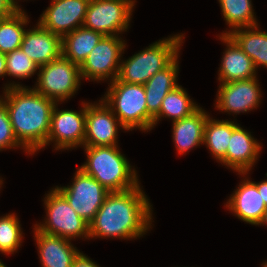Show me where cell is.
I'll list each match as a JSON object with an SVG mask.
<instances>
[{
  "instance_id": "34",
  "label": "cell",
  "mask_w": 267,
  "mask_h": 267,
  "mask_svg": "<svg viewBox=\"0 0 267 267\" xmlns=\"http://www.w3.org/2000/svg\"><path fill=\"white\" fill-rule=\"evenodd\" d=\"M6 76V58L5 54L0 52V77Z\"/></svg>"
},
{
  "instance_id": "27",
  "label": "cell",
  "mask_w": 267,
  "mask_h": 267,
  "mask_svg": "<svg viewBox=\"0 0 267 267\" xmlns=\"http://www.w3.org/2000/svg\"><path fill=\"white\" fill-rule=\"evenodd\" d=\"M29 22L24 10H17L13 15L0 21V52L6 55L20 48L27 30L24 28Z\"/></svg>"
},
{
  "instance_id": "8",
  "label": "cell",
  "mask_w": 267,
  "mask_h": 267,
  "mask_svg": "<svg viewBox=\"0 0 267 267\" xmlns=\"http://www.w3.org/2000/svg\"><path fill=\"white\" fill-rule=\"evenodd\" d=\"M126 42L121 36H104L80 65L82 80L114 81L119 74Z\"/></svg>"
},
{
  "instance_id": "30",
  "label": "cell",
  "mask_w": 267,
  "mask_h": 267,
  "mask_svg": "<svg viewBox=\"0 0 267 267\" xmlns=\"http://www.w3.org/2000/svg\"><path fill=\"white\" fill-rule=\"evenodd\" d=\"M20 147L25 153L31 155L15 137L7 109L0 99V151Z\"/></svg>"
},
{
  "instance_id": "28",
  "label": "cell",
  "mask_w": 267,
  "mask_h": 267,
  "mask_svg": "<svg viewBox=\"0 0 267 267\" xmlns=\"http://www.w3.org/2000/svg\"><path fill=\"white\" fill-rule=\"evenodd\" d=\"M20 220L15 213L0 216V252L4 255L14 254L23 242Z\"/></svg>"
},
{
  "instance_id": "2",
  "label": "cell",
  "mask_w": 267,
  "mask_h": 267,
  "mask_svg": "<svg viewBox=\"0 0 267 267\" xmlns=\"http://www.w3.org/2000/svg\"><path fill=\"white\" fill-rule=\"evenodd\" d=\"M0 99L7 109L18 142L31 155L46 148L51 113L56 102L33 87L11 81L6 83Z\"/></svg>"
},
{
  "instance_id": "3",
  "label": "cell",
  "mask_w": 267,
  "mask_h": 267,
  "mask_svg": "<svg viewBox=\"0 0 267 267\" xmlns=\"http://www.w3.org/2000/svg\"><path fill=\"white\" fill-rule=\"evenodd\" d=\"M82 148L87 160L78 168L109 192H122L141 184L136 169L121 153L118 145Z\"/></svg>"
},
{
  "instance_id": "38",
  "label": "cell",
  "mask_w": 267,
  "mask_h": 267,
  "mask_svg": "<svg viewBox=\"0 0 267 267\" xmlns=\"http://www.w3.org/2000/svg\"><path fill=\"white\" fill-rule=\"evenodd\" d=\"M0 267H7V266L0 260Z\"/></svg>"
},
{
  "instance_id": "7",
  "label": "cell",
  "mask_w": 267,
  "mask_h": 267,
  "mask_svg": "<svg viewBox=\"0 0 267 267\" xmlns=\"http://www.w3.org/2000/svg\"><path fill=\"white\" fill-rule=\"evenodd\" d=\"M34 89L45 97L62 104L74 96L81 85L80 66L62 55L38 69Z\"/></svg>"
},
{
  "instance_id": "24",
  "label": "cell",
  "mask_w": 267,
  "mask_h": 267,
  "mask_svg": "<svg viewBox=\"0 0 267 267\" xmlns=\"http://www.w3.org/2000/svg\"><path fill=\"white\" fill-rule=\"evenodd\" d=\"M237 125L234 121L217 120L210 115L208 116L204 128L203 145H206L217 162H220L226 156L233 129Z\"/></svg>"
},
{
  "instance_id": "4",
  "label": "cell",
  "mask_w": 267,
  "mask_h": 267,
  "mask_svg": "<svg viewBox=\"0 0 267 267\" xmlns=\"http://www.w3.org/2000/svg\"><path fill=\"white\" fill-rule=\"evenodd\" d=\"M184 38L180 33L160 39L125 61L122 59L117 78L125 83L144 85L179 56Z\"/></svg>"
},
{
  "instance_id": "15",
  "label": "cell",
  "mask_w": 267,
  "mask_h": 267,
  "mask_svg": "<svg viewBox=\"0 0 267 267\" xmlns=\"http://www.w3.org/2000/svg\"><path fill=\"white\" fill-rule=\"evenodd\" d=\"M247 174L248 172L238 173L243 179L224 206L241 221L257 226L267 207L257 186L247 178Z\"/></svg>"
},
{
  "instance_id": "17",
  "label": "cell",
  "mask_w": 267,
  "mask_h": 267,
  "mask_svg": "<svg viewBox=\"0 0 267 267\" xmlns=\"http://www.w3.org/2000/svg\"><path fill=\"white\" fill-rule=\"evenodd\" d=\"M20 48L39 67L62 55L61 37L44 29L38 22L25 31Z\"/></svg>"
},
{
  "instance_id": "33",
  "label": "cell",
  "mask_w": 267,
  "mask_h": 267,
  "mask_svg": "<svg viewBox=\"0 0 267 267\" xmlns=\"http://www.w3.org/2000/svg\"><path fill=\"white\" fill-rule=\"evenodd\" d=\"M252 182L257 186V189L267 207V179L257 183L254 181Z\"/></svg>"
},
{
  "instance_id": "39",
  "label": "cell",
  "mask_w": 267,
  "mask_h": 267,
  "mask_svg": "<svg viewBox=\"0 0 267 267\" xmlns=\"http://www.w3.org/2000/svg\"><path fill=\"white\" fill-rule=\"evenodd\" d=\"M262 267H267V261L263 262Z\"/></svg>"
},
{
  "instance_id": "40",
  "label": "cell",
  "mask_w": 267,
  "mask_h": 267,
  "mask_svg": "<svg viewBox=\"0 0 267 267\" xmlns=\"http://www.w3.org/2000/svg\"><path fill=\"white\" fill-rule=\"evenodd\" d=\"M129 1H131L135 5V2H136L135 0H129Z\"/></svg>"
},
{
  "instance_id": "26",
  "label": "cell",
  "mask_w": 267,
  "mask_h": 267,
  "mask_svg": "<svg viewBox=\"0 0 267 267\" xmlns=\"http://www.w3.org/2000/svg\"><path fill=\"white\" fill-rule=\"evenodd\" d=\"M218 2L224 20L230 28L221 35H228L236 29L259 25L251 0H218Z\"/></svg>"
},
{
  "instance_id": "6",
  "label": "cell",
  "mask_w": 267,
  "mask_h": 267,
  "mask_svg": "<svg viewBox=\"0 0 267 267\" xmlns=\"http://www.w3.org/2000/svg\"><path fill=\"white\" fill-rule=\"evenodd\" d=\"M45 195L46 217L34 227L43 233L68 240L77 238L90 240L89 223L75 212L67 199L56 188L50 189Z\"/></svg>"
},
{
  "instance_id": "5",
  "label": "cell",
  "mask_w": 267,
  "mask_h": 267,
  "mask_svg": "<svg viewBox=\"0 0 267 267\" xmlns=\"http://www.w3.org/2000/svg\"><path fill=\"white\" fill-rule=\"evenodd\" d=\"M101 98L112 110L127 131L142 132L154 128V119L147 112L146 93L143 84H129L116 78Z\"/></svg>"
},
{
  "instance_id": "36",
  "label": "cell",
  "mask_w": 267,
  "mask_h": 267,
  "mask_svg": "<svg viewBox=\"0 0 267 267\" xmlns=\"http://www.w3.org/2000/svg\"><path fill=\"white\" fill-rule=\"evenodd\" d=\"M11 1V3L15 6V8L16 9H18V10H23V8L22 7H20L21 5H19L18 4V2L20 1V0H10Z\"/></svg>"
},
{
  "instance_id": "11",
  "label": "cell",
  "mask_w": 267,
  "mask_h": 267,
  "mask_svg": "<svg viewBox=\"0 0 267 267\" xmlns=\"http://www.w3.org/2000/svg\"><path fill=\"white\" fill-rule=\"evenodd\" d=\"M56 103L51 113L50 130L46 146L54 144V150H69L84 147L86 102L80 111L61 109Z\"/></svg>"
},
{
  "instance_id": "9",
  "label": "cell",
  "mask_w": 267,
  "mask_h": 267,
  "mask_svg": "<svg viewBox=\"0 0 267 267\" xmlns=\"http://www.w3.org/2000/svg\"><path fill=\"white\" fill-rule=\"evenodd\" d=\"M134 7L129 0H90L83 27L104 36H120L129 28Z\"/></svg>"
},
{
  "instance_id": "20",
  "label": "cell",
  "mask_w": 267,
  "mask_h": 267,
  "mask_svg": "<svg viewBox=\"0 0 267 267\" xmlns=\"http://www.w3.org/2000/svg\"><path fill=\"white\" fill-rule=\"evenodd\" d=\"M210 114L199 107L191 115L172 122V137L178 154L203 145L204 128Z\"/></svg>"
},
{
  "instance_id": "29",
  "label": "cell",
  "mask_w": 267,
  "mask_h": 267,
  "mask_svg": "<svg viewBox=\"0 0 267 267\" xmlns=\"http://www.w3.org/2000/svg\"><path fill=\"white\" fill-rule=\"evenodd\" d=\"M5 58L6 76L21 80L27 79L33 76L39 69V66L21 48L6 54Z\"/></svg>"
},
{
  "instance_id": "13",
  "label": "cell",
  "mask_w": 267,
  "mask_h": 267,
  "mask_svg": "<svg viewBox=\"0 0 267 267\" xmlns=\"http://www.w3.org/2000/svg\"><path fill=\"white\" fill-rule=\"evenodd\" d=\"M257 77L220 83L215 108L222 113H248L257 109L261 102V88Z\"/></svg>"
},
{
  "instance_id": "22",
  "label": "cell",
  "mask_w": 267,
  "mask_h": 267,
  "mask_svg": "<svg viewBox=\"0 0 267 267\" xmlns=\"http://www.w3.org/2000/svg\"><path fill=\"white\" fill-rule=\"evenodd\" d=\"M103 37L102 33L79 27L61 38L62 56L80 66Z\"/></svg>"
},
{
  "instance_id": "12",
  "label": "cell",
  "mask_w": 267,
  "mask_h": 267,
  "mask_svg": "<svg viewBox=\"0 0 267 267\" xmlns=\"http://www.w3.org/2000/svg\"><path fill=\"white\" fill-rule=\"evenodd\" d=\"M118 128L126 132L112 110L100 99L86 102L84 147L118 145Z\"/></svg>"
},
{
  "instance_id": "14",
  "label": "cell",
  "mask_w": 267,
  "mask_h": 267,
  "mask_svg": "<svg viewBox=\"0 0 267 267\" xmlns=\"http://www.w3.org/2000/svg\"><path fill=\"white\" fill-rule=\"evenodd\" d=\"M90 0H51L38 23L61 38L82 27Z\"/></svg>"
},
{
  "instance_id": "1",
  "label": "cell",
  "mask_w": 267,
  "mask_h": 267,
  "mask_svg": "<svg viewBox=\"0 0 267 267\" xmlns=\"http://www.w3.org/2000/svg\"><path fill=\"white\" fill-rule=\"evenodd\" d=\"M152 209L140 184L126 191L109 192L89 223V238H140L152 227Z\"/></svg>"
},
{
  "instance_id": "16",
  "label": "cell",
  "mask_w": 267,
  "mask_h": 267,
  "mask_svg": "<svg viewBox=\"0 0 267 267\" xmlns=\"http://www.w3.org/2000/svg\"><path fill=\"white\" fill-rule=\"evenodd\" d=\"M261 149L262 144L253 137L251 132L238 124L233 129L226 156L219 163L234 172L249 173L257 163Z\"/></svg>"
},
{
  "instance_id": "21",
  "label": "cell",
  "mask_w": 267,
  "mask_h": 267,
  "mask_svg": "<svg viewBox=\"0 0 267 267\" xmlns=\"http://www.w3.org/2000/svg\"><path fill=\"white\" fill-rule=\"evenodd\" d=\"M178 56L168 67L152 76L145 84L147 112L154 119L160 111L161 104L168 92L174 90L179 84Z\"/></svg>"
},
{
  "instance_id": "23",
  "label": "cell",
  "mask_w": 267,
  "mask_h": 267,
  "mask_svg": "<svg viewBox=\"0 0 267 267\" xmlns=\"http://www.w3.org/2000/svg\"><path fill=\"white\" fill-rule=\"evenodd\" d=\"M228 35L253 60L257 70L263 66L267 68V32L256 25L236 29Z\"/></svg>"
},
{
  "instance_id": "37",
  "label": "cell",
  "mask_w": 267,
  "mask_h": 267,
  "mask_svg": "<svg viewBox=\"0 0 267 267\" xmlns=\"http://www.w3.org/2000/svg\"><path fill=\"white\" fill-rule=\"evenodd\" d=\"M3 181H4V180H2V179H1V176H0V189H1L2 185H3V183H4Z\"/></svg>"
},
{
  "instance_id": "31",
  "label": "cell",
  "mask_w": 267,
  "mask_h": 267,
  "mask_svg": "<svg viewBox=\"0 0 267 267\" xmlns=\"http://www.w3.org/2000/svg\"><path fill=\"white\" fill-rule=\"evenodd\" d=\"M72 267H101L95 261L79 252L72 262Z\"/></svg>"
},
{
  "instance_id": "10",
  "label": "cell",
  "mask_w": 267,
  "mask_h": 267,
  "mask_svg": "<svg viewBox=\"0 0 267 267\" xmlns=\"http://www.w3.org/2000/svg\"><path fill=\"white\" fill-rule=\"evenodd\" d=\"M72 180L70 185L55 188L67 199L75 212L90 223L109 191L80 168L76 170Z\"/></svg>"
},
{
  "instance_id": "32",
  "label": "cell",
  "mask_w": 267,
  "mask_h": 267,
  "mask_svg": "<svg viewBox=\"0 0 267 267\" xmlns=\"http://www.w3.org/2000/svg\"><path fill=\"white\" fill-rule=\"evenodd\" d=\"M17 10L10 0H0V17H9Z\"/></svg>"
},
{
  "instance_id": "19",
  "label": "cell",
  "mask_w": 267,
  "mask_h": 267,
  "mask_svg": "<svg viewBox=\"0 0 267 267\" xmlns=\"http://www.w3.org/2000/svg\"><path fill=\"white\" fill-rule=\"evenodd\" d=\"M34 239L42 267H72V262L80 252L71 240L49 235L33 228Z\"/></svg>"
},
{
  "instance_id": "35",
  "label": "cell",
  "mask_w": 267,
  "mask_h": 267,
  "mask_svg": "<svg viewBox=\"0 0 267 267\" xmlns=\"http://www.w3.org/2000/svg\"><path fill=\"white\" fill-rule=\"evenodd\" d=\"M266 226L267 225V210L264 212V214H263V217H262V219H261V221L259 222V224H258V226Z\"/></svg>"
},
{
  "instance_id": "18",
  "label": "cell",
  "mask_w": 267,
  "mask_h": 267,
  "mask_svg": "<svg viewBox=\"0 0 267 267\" xmlns=\"http://www.w3.org/2000/svg\"><path fill=\"white\" fill-rule=\"evenodd\" d=\"M226 45L218 70L220 83L245 80L257 76L253 60L236 44L229 35H218Z\"/></svg>"
},
{
  "instance_id": "25",
  "label": "cell",
  "mask_w": 267,
  "mask_h": 267,
  "mask_svg": "<svg viewBox=\"0 0 267 267\" xmlns=\"http://www.w3.org/2000/svg\"><path fill=\"white\" fill-rule=\"evenodd\" d=\"M199 107L200 105L194 102L186 90L179 85L168 92L163 99L159 114L154 118V127L162 117L171 118L172 122H174L191 115Z\"/></svg>"
}]
</instances>
